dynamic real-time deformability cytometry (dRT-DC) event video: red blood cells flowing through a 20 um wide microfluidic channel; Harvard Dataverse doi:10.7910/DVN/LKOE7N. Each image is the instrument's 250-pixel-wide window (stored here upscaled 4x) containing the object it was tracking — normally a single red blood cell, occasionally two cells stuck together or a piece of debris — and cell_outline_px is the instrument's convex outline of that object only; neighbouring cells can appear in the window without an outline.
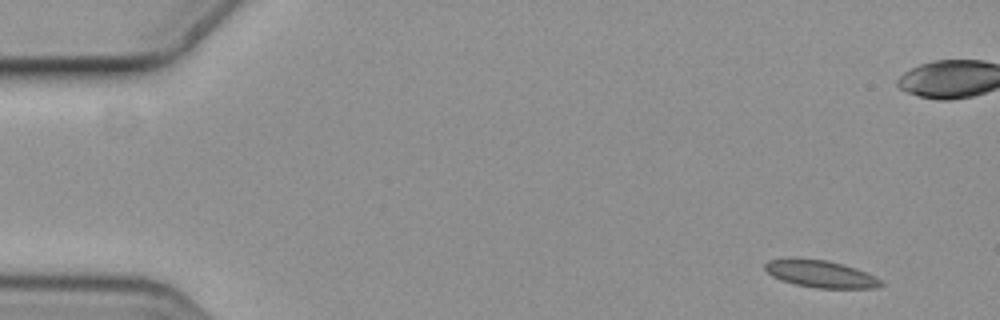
{"species": "common noctule bat (a hibernating species)", "species_latin": "Nyctalus noctula", "temperature_condition": "cold", "stored_images_in_passage": 5, "camera_frame_rate_fps": 3000, "um_per_image_px": 0.085, "animal": {"sex": "female", "body_mass_g": 19.3, "forearm_length_mm": 54.1}, "frame": {"image": 1, "passage_image": 1, "time_ms": 0.0, "image_size_px": [1000, 320], "cell_outline_px": [[884, 284], [876, 288], [816, 288], [796, 284], [780, 280], [772, 276], [764, 268], [764, 264], [768, 260], [788, 256], [792, 256], [828, 260], [844, 264], [856, 268], [876, 276]], "centroid_in_image_um": [69.7, 23.24], "position_along_channel_um": 15.3, "area_um2": 18.9}}
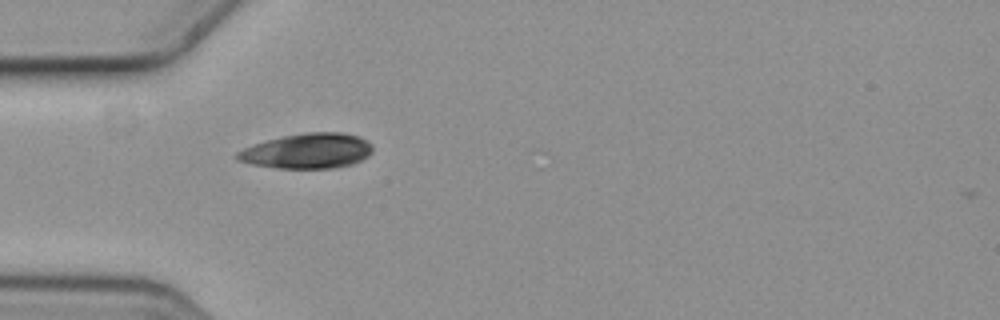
{"frame": {"image": 2, "passage_image": 5, "time_ms": 1.333, "image_size_px": [1000, 320], "cell_outline_px": [[372, 152], [368, 156], [352, 164], [332, 168], [276, 168], [252, 164], [236, 160], [232, 156], [236, 152], [244, 148], [268, 140], [284, 136], [308, 132], [344, 132], [360, 136], [368, 140], [372, 144]], "centroid_in_image_um": [26.14, 12.83], "position_along_channel_um": 58.9, "area_um2": 27.8}}